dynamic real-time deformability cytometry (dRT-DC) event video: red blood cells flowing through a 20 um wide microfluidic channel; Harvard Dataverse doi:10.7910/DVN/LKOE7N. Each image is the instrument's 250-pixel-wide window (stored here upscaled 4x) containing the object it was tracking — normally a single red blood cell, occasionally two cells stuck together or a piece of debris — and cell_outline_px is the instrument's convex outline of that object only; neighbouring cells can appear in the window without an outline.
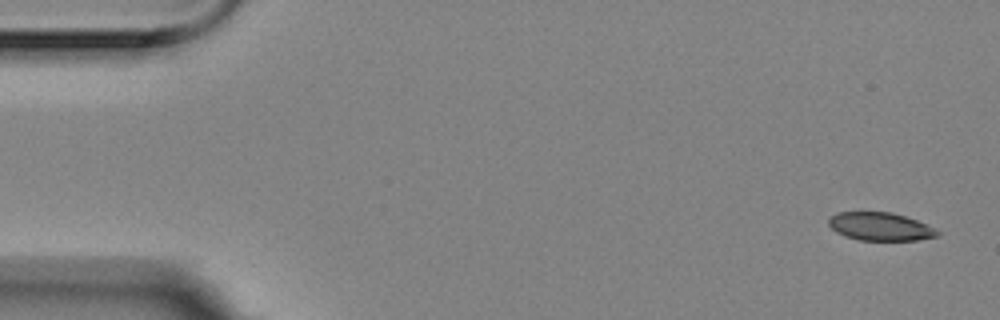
{"species": "Egyptian fruit bat (a non-hibernating species)", "species_latin": "Rousettus aegyptiacus", "temperature_condition": "room temperature", "stored_images_in_passage": 5, "camera_frame_rate_fps": 3000, "um_per_image_px": 0.085, "animal": {"sex": "female"}, "frame": {"image": 1, "passage_image": 1, "time_ms": 0.0, "image_size_px": [1000, 320], "cell_outline_px": [[940, 232], [936, 236], [916, 240], [860, 240], [844, 236], [836, 232], [828, 224], [828, 220], [836, 212], [892, 212], [916, 220], [936, 228]], "centroid_in_image_um": [74.81, 19.25], "position_along_channel_um": 10.2, "area_um2": 17.74}}